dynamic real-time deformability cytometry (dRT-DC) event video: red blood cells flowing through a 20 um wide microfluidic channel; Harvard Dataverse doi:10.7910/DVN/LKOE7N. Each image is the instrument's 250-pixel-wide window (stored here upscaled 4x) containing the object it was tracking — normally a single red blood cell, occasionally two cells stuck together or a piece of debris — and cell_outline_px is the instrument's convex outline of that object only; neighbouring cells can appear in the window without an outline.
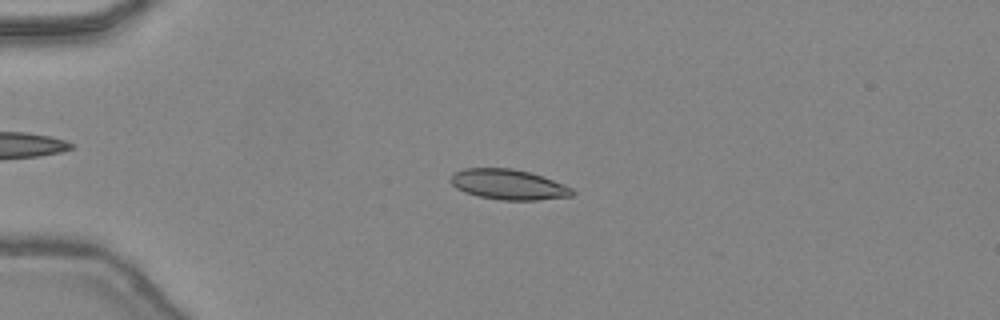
{"species": "common noctule bat (a hibernating species)", "species_latin": "Nyctalus noctula", "temperature_condition": "warm", "stored_images_in_passage": 46, "camera_frame_rate_fps": 3000, "um_per_image_px": 0.085, "animal": {"sex": "female", "body_mass_g": 24.6, "forearm_length_mm": 56.2}, "frame": {"image": 1, "passage_image": 12, "time_ms": 3.667, "image_size_px": [1000, 320], "cell_outline_px": [[576, 192], [572, 196], [536, 200], [500, 200], [476, 196], [464, 192], [456, 188], [448, 180], [452, 172], [464, 168], [512, 168], [528, 172], [552, 180], [572, 188]], "centroid_in_image_um": [43.15, 15.68], "position_along_channel_um": 41.9, "area_um2": 21.56}}
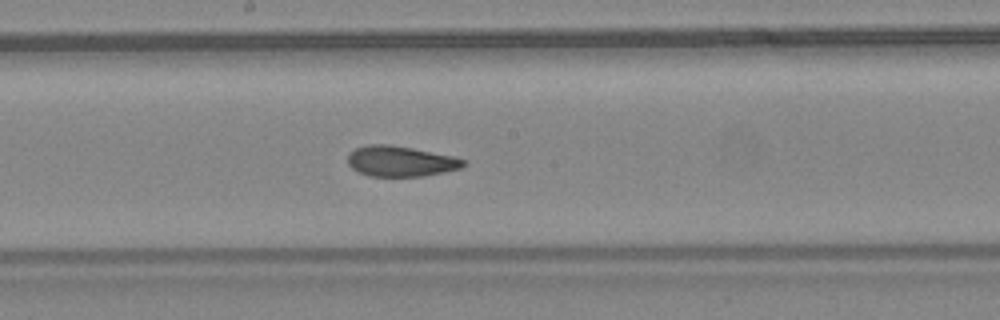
{"frame": {"image": 2, "passage_image": 26, "time_ms": 8.333, "image_size_px": [1000, 320], "cell_outline_px": [[468, 164], [460, 168], [444, 172], [424, 176], [368, 176], [352, 168], [348, 164], [348, 152], [356, 148], [368, 144], [388, 144], [412, 148], [456, 156], [464, 160]], "centroid_in_image_um": [34.06, 13.7], "position_along_channel_um": 214.1, "area_um2": 20.69}}
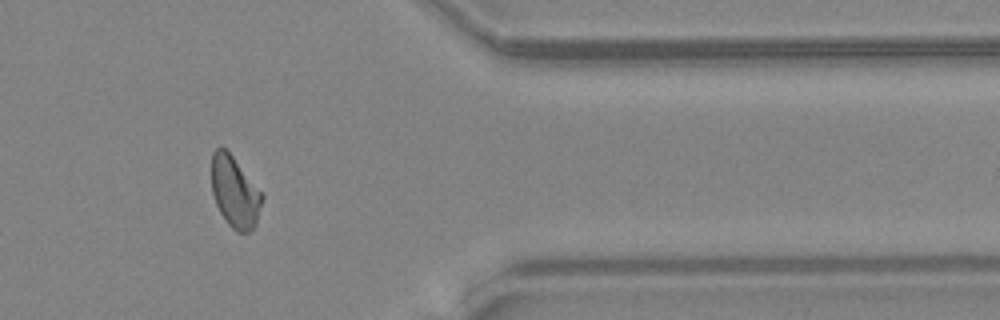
{"frame": {"image": 3, "passage_image": 39, "time_ms": 12.667, "image_size_px": [1000, 320], "cell_outline_px": [[264, 196], [256, 224], [248, 232], [236, 232], [228, 224], [220, 212], [216, 204], [212, 192], [212, 152], [220, 144], [232, 156]], "centroid_in_image_um": [19.94, 16.33], "position_along_channel_um": 391.5, "area_um2": 20.69}, "authors_computed_cell_mechanics": {"area_um2": 20.8658, "velocity_mm_per_s": 4.479, "shape_relaxation_time_tau1_ms": 5.3661, "shape_relaxation_time_tau2_ms": 2.149, "deformation_change_tau1": 0.1607, "deformation_change_tau2": 0.0411}}